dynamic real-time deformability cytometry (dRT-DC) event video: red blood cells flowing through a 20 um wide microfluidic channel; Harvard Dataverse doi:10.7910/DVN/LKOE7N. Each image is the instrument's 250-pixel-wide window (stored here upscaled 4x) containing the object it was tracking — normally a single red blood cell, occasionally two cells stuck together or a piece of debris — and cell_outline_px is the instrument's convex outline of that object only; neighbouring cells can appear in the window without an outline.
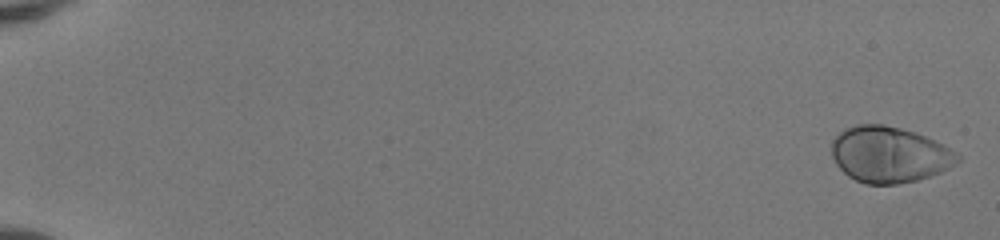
{"species": "human", "species_latin": "Homo sapiens", "temperature_condition": "room temperature", "stored_images_in_passage": 52, "camera_frame_rate_fps": 3000, "um_per_image_px": 0.085, "donor": {"sex": "female"}, "frame": {"image": 1, "passage_image": 2, "time_ms": 0.333, "image_size_px": [1000, 240], "cell_outline_px": [[960, 160], [956, 164], [940, 172], [916, 180], [900, 184], [864, 184], [848, 176], [836, 164], [832, 156], [832, 140], [844, 128], [856, 124], [884, 124], [900, 128], [924, 136], [944, 144], [956, 152], [960, 156]], "centroid_in_image_um": [75.58, 13.14], "position_along_channel_um": 9.4, "area_um2": 41.1}}
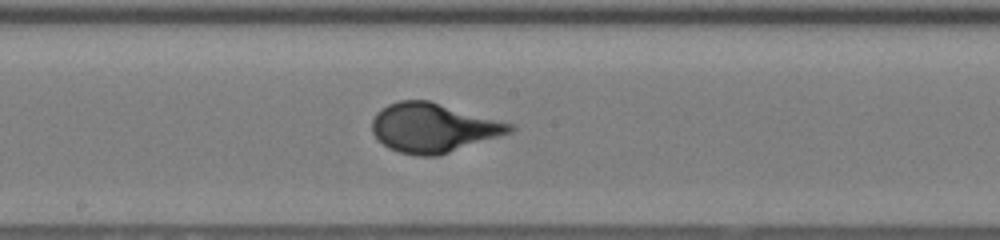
{"frame": {"image": 2, "passage_image": 31, "time_ms": 10.0, "image_size_px": [1000, 240], "cell_outline_px": [[516, 128], [512, 132], [436, 156], [420, 156], [400, 152], [388, 148], [372, 132], [372, 120], [376, 112], [388, 104], [400, 100], [428, 100], [516, 124]], "centroid_in_image_um": [36.84, 10.84], "position_along_channel_um": 211.4, "area_um2": 39.3}}
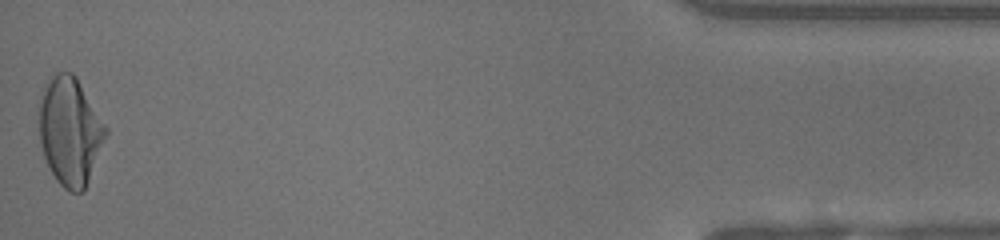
{"frame": {"image": 3, "passage_image": 52, "time_ms": 17.0, "image_size_px": [1000, 240], "cell_outline_px": [[108, 136], [84, 192], [68, 192], [56, 180], [44, 156], [40, 144], [40, 96], [48, 76], [56, 72], [72, 72], [76, 76], [108, 128]], "centroid_in_image_um": [5.97, 11.15], "position_along_channel_um": 429.2, "area_um2": 42.37}}